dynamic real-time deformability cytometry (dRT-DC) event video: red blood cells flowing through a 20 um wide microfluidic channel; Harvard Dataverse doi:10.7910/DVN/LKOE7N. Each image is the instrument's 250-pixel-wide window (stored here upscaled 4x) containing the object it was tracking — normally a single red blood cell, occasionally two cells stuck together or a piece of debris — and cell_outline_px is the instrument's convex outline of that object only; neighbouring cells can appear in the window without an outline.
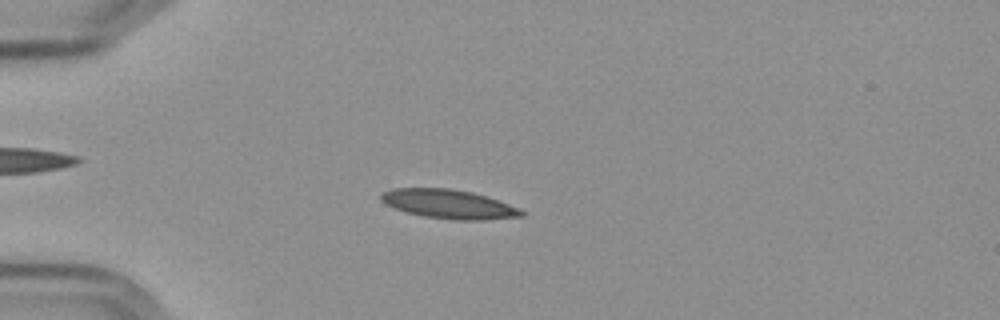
{"species": "Egyptian fruit bat (a non-hibernating species)", "species_latin": "Rousettus aegyptiacus", "temperature_condition": "cold", "stored_images_in_passage": 56, "camera_frame_rate_fps": 3000, "um_per_image_px": 0.085, "frame": {"image": 1, "passage_image": 15, "time_ms": 4.667, "image_size_px": [1000, 320], "cell_outline_px": [[528, 212], [524, 216], [484, 220], [456, 220], [424, 216], [408, 212], [396, 208], [380, 200], [380, 196], [384, 192], [392, 188], [448, 188], [472, 192], [520, 208]], "centroid_in_image_um": [38.19, 17.35], "position_along_channel_um": 46.8, "area_um2": 23.52}}
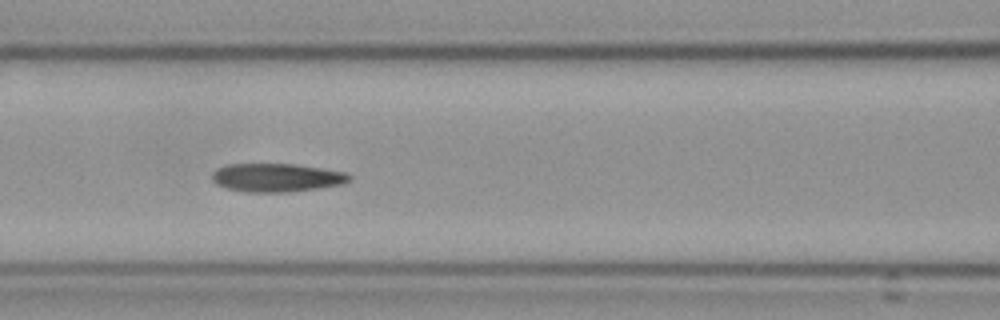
{"frame": {"image": 2, "passage_image": 25, "time_ms": 8.0, "image_size_px": [1000, 320], "cell_outline_px": [[352, 176], [348, 180], [340, 184], [316, 188], [288, 192], [244, 192], [224, 188], [216, 184], [212, 180], [212, 172], [216, 168], [228, 164], [292, 164], [320, 168], [344, 172]], "centroid_in_image_um": [23.42, 15.1], "position_along_channel_um": 143.2, "area_um2": 22.6}}
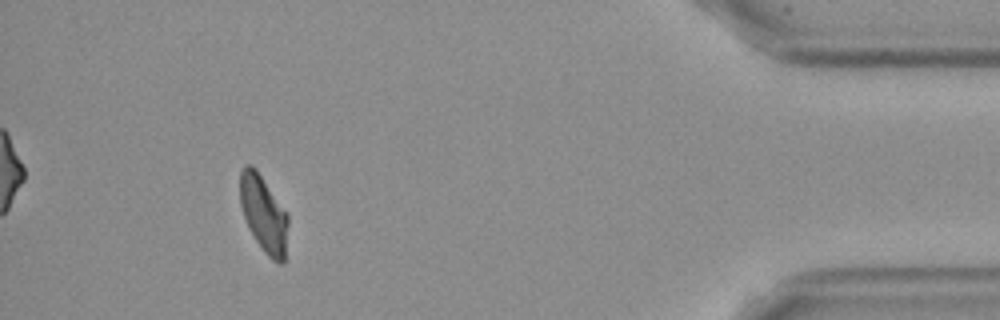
{"frame": {"image": 3, "passage_image": 52, "time_ms": 17.0, "image_size_px": [1000, 320], "cell_outline_px": [[288, 224], [284, 260], [280, 264], [272, 260], [264, 252], [256, 240], [244, 216], [240, 204], [240, 172], [244, 164], [252, 164], [256, 168], [288, 212]], "centroid_in_image_um": [22.42, 18.12], "position_along_channel_um": 412.8, "area_um2": 21.5}, "authors_computed_cell_mechanics": {"area_um2": 22.253, "velocity_mm_per_s": 3.5927, "shape_relaxation_time_tau1_ms": null, "shape_relaxation_time_tau2_ms": 3.5589, "deformation_change_tau1": null, "deformation_change_tau2": 0.0852}}